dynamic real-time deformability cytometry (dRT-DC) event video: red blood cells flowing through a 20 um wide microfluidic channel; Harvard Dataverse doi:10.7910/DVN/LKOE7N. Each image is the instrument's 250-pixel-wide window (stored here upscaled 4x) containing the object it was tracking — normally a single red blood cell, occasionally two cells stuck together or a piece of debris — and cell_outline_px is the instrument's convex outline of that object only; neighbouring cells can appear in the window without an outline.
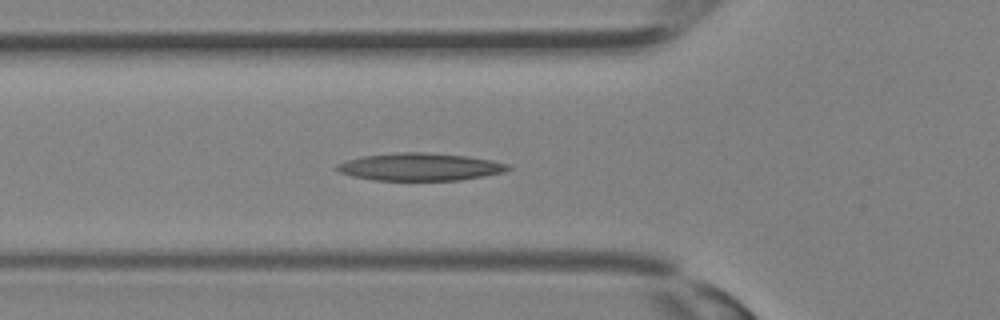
{"species": "Egyptian fruit bat (a non-hibernating species)", "species_latin": "Rousettus aegyptiacus", "temperature_condition": "room temperature", "stored_images_in_passage": 24, "camera_frame_rate_fps": 3000, "um_per_image_px": 0.085, "animal": {"sex": "female"}, "frame": {"image": 1, "passage_image": 4, "time_ms": 1.0, "image_size_px": [1000, 320], "cell_outline_px": [[512, 168], [504, 172], [484, 176], [460, 180], [376, 180], [352, 176], [340, 172], [336, 168], [336, 164], [360, 156], [396, 152], [424, 152], [468, 156], [492, 160], [508, 164]], "centroid_in_image_um": [35.71, 14.17], "position_along_channel_um": 90.1, "area_um2": 27.51}}
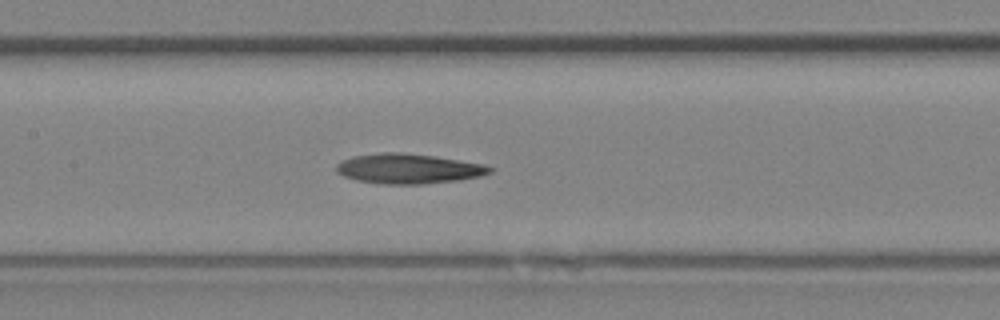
{"frame": {"image": 2, "passage_image": 8, "time_ms": 2.333, "image_size_px": [1000, 320], "cell_outline_px": [[492, 172], [480, 176], [460, 180], [424, 184], [384, 184], [356, 180], [344, 176], [336, 172], [336, 164], [352, 156], [384, 152], [400, 152], [432, 156], [484, 164], [492, 168]], "centroid_in_image_um": [34.7, 14.34], "position_along_channel_um": 172.7, "area_um2": 26.65}}
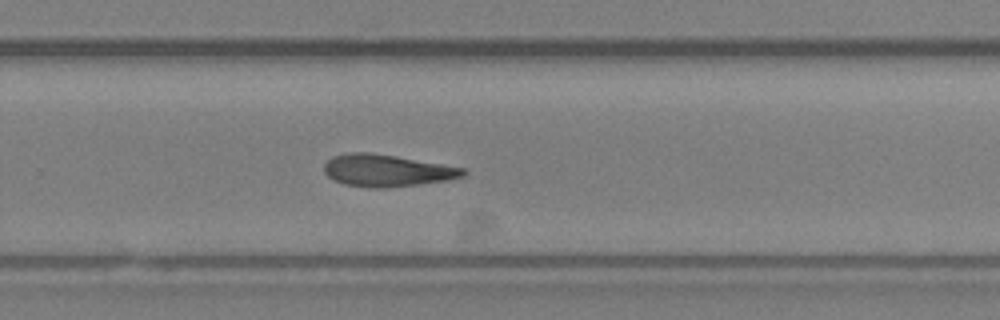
{"frame": {"image": 3, "passage_image": 14, "time_ms": 4.333, "image_size_px": [1000, 320], "cell_outline_px": [[468, 172], [464, 176], [448, 180], [388, 188], [372, 188], [344, 184], [332, 180], [324, 172], [324, 164], [332, 156], [348, 152], [368, 152], [396, 156], [464, 168]], "centroid_in_image_um": [32.85, 14.5], "position_along_channel_um": 296.9, "area_um2": 26.01}}